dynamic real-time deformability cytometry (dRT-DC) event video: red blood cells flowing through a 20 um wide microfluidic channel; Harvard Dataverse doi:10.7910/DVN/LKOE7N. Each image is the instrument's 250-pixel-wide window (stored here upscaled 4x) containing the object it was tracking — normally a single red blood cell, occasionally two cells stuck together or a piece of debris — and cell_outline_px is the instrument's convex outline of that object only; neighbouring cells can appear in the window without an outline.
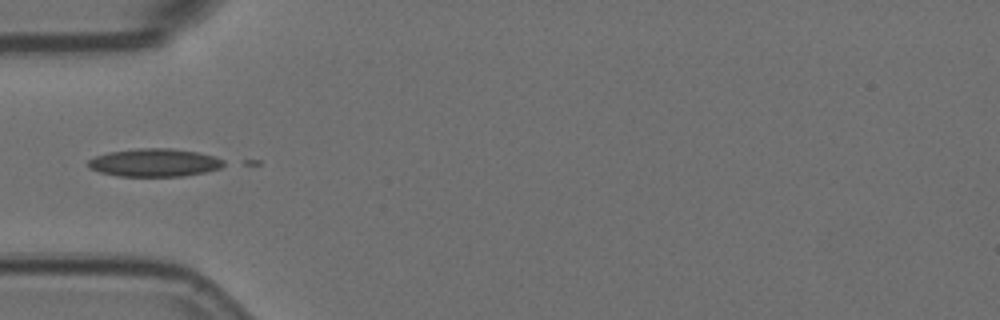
{"species": "Egyptian fruit bat (a non-hibernating species)", "species_latin": "Rousettus aegyptiacus", "temperature_condition": "room temperature", "stored_images_in_passage": 7, "camera_frame_rate_fps": 3000, "um_per_image_px": 0.085, "animal": {"sex": "female"}, "frame": {"image": 1, "passage_image": 6, "time_ms": 1.667, "image_size_px": [1000, 320], "cell_outline_px": [[228, 164], [220, 168], [204, 172], [184, 176], [116, 176], [100, 172], [88, 168], [88, 160], [96, 156], [108, 152], [136, 148], [172, 148], [196, 152], [212, 156], [224, 160]], "centroid_in_image_um": [13.12, 13.82], "position_along_channel_um": 71.9, "area_um2": 22.2}}